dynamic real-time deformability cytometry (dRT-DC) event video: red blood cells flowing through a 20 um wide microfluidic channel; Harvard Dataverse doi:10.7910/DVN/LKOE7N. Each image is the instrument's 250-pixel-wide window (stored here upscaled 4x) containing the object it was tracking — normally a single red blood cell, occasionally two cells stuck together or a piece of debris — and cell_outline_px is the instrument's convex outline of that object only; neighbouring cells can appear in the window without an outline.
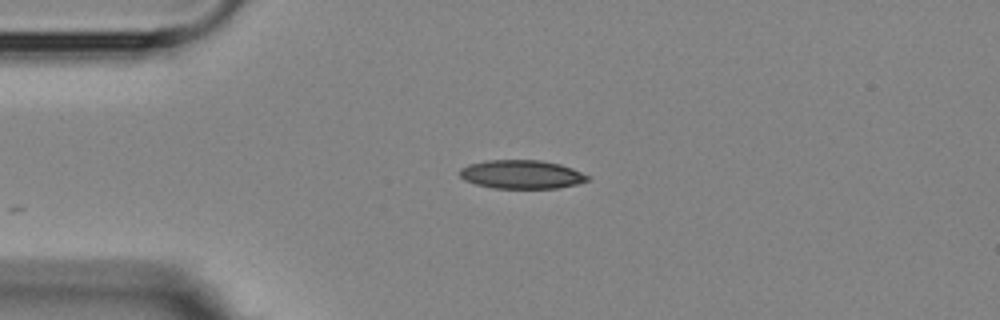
{"species": "Egyptian fruit bat (a non-hibernating species)", "species_latin": "Rousettus aegyptiacus", "temperature_condition": "room temperature", "stored_images_in_passage": 2, "camera_frame_rate_fps": 3000, "um_per_image_px": 0.085, "animal": {"sex": "female"}, "frame": {"image": 1, "passage_image": 2, "time_ms": 1.0, "image_size_px": [1000, 320], "cell_outline_px": [[592, 176], [588, 180], [576, 184], [556, 188], [492, 188], [476, 184], [464, 180], [460, 176], [460, 168], [468, 164], [488, 160], [540, 160], [560, 164], [572, 168]], "centroid_in_image_um": [44.34, 14.82], "position_along_channel_um": 40.7, "area_um2": 21.39}}